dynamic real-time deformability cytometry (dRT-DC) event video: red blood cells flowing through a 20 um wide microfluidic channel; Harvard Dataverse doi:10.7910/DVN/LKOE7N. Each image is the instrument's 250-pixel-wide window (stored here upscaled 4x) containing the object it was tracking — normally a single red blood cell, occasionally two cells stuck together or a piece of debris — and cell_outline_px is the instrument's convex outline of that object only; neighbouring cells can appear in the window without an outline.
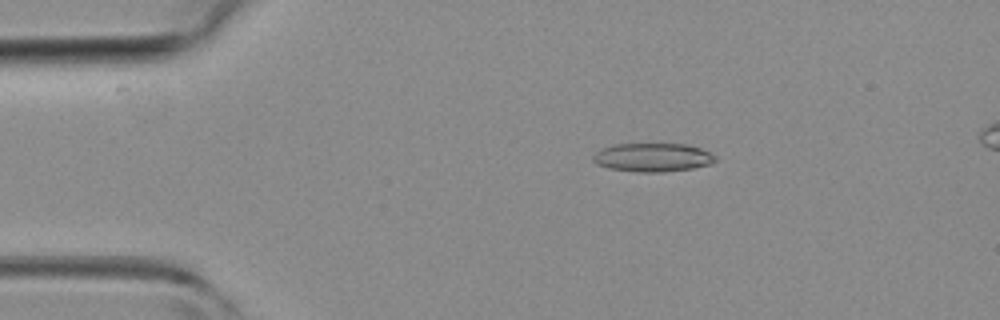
{"species": "common noctule bat (a hibernating species)", "species_latin": "Nyctalus noctula", "temperature_condition": "room temperature", "stored_images_in_passage": 30, "camera_frame_rate_fps": 3000, "um_per_image_px": 0.085, "animal": {"sex": "female", "body_mass_g": 19.3, "forearm_length_mm": 54.1}, "frame": {"image": 1, "passage_image": 1, "time_ms": 0.0, "image_size_px": [1000, 320], "cell_outline_px": [[716, 160], [708, 164], [692, 168], [664, 172], [636, 172], [608, 168], [596, 164], [592, 160], [592, 156], [600, 148], [612, 144], [688, 144], [700, 148], [716, 156]], "centroid_in_image_um": [55.42, 13.37], "position_along_channel_um": 29.6, "area_um2": 20.46}}
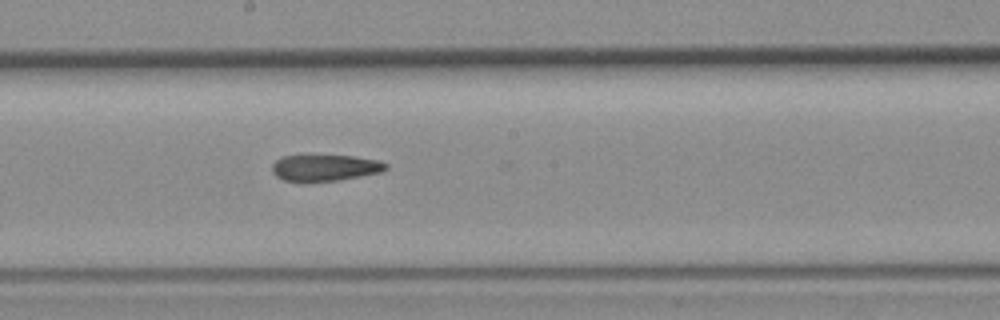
{"frame": {"image": 2, "passage_image": 16, "time_ms": 5.0, "image_size_px": [1000, 320], "cell_outline_px": [[388, 168], [380, 172], [360, 176], [336, 180], [300, 184], [284, 180], [276, 176], [272, 172], [272, 164], [276, 160], [284, 156], [352, 156], [380, 160], [388, 164]], "centroid_in_image_um": [27.59, 14.29], "position_along_channel_um": 220.6, "area_um2": 17.74}}
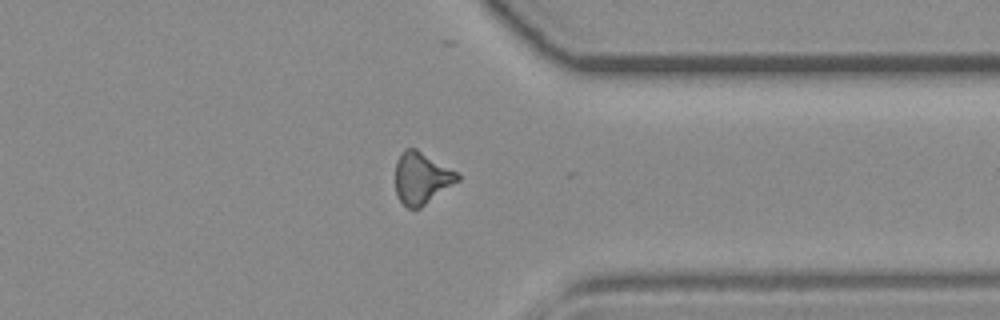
{"frame": {"image": 3, "passage_image": 26, "time_ms": 8.333, "image_size_px": [1000, 320], "cell_outline_px": [[460, 180], [420, 208], [408, 208], [396, 196], [396, 160], [404, 148], [416, 148], [460, 172]], "centroid_in_image_um": [35.86, 15.11], "position_along_channel_um": 375.5, "area_um2": 19.02}}